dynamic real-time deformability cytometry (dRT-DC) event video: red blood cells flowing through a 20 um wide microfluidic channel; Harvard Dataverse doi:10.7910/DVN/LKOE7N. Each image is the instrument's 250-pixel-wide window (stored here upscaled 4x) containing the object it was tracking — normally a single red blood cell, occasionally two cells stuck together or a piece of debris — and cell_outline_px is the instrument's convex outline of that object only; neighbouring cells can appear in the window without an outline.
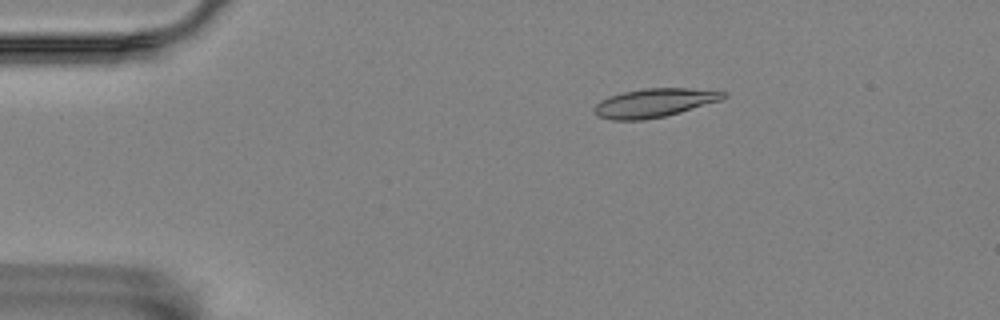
{"species": "Egyptian fruit bat (a non-hibernating species)", "species_latin": "Rousettus aegyptiacus", "temperature_condition": "room temperature", "stored_images_in_passage": 5, "camera_frame_rate_fps": 3000, "um_per_image_px": 0.085, "animal": {"sex": "female"}, "frame": {"image": 1, "passage_image": 1, "time_ms": 0.0, "image_size_px": [1000, 320], "cell_outline_px": [[728, 96], [720, 100], [680, 112], [664, 116], [644, 120], [612, 120], [596, 116], [592, 108], [600, 100], [608, 96], [624, 92], [644, 88], [688, 88], [728, 92]], "centroid_in_image_um": [55.57, 8.74], "position_along_channel_um": 29.4, "area_um2": 21.62}}
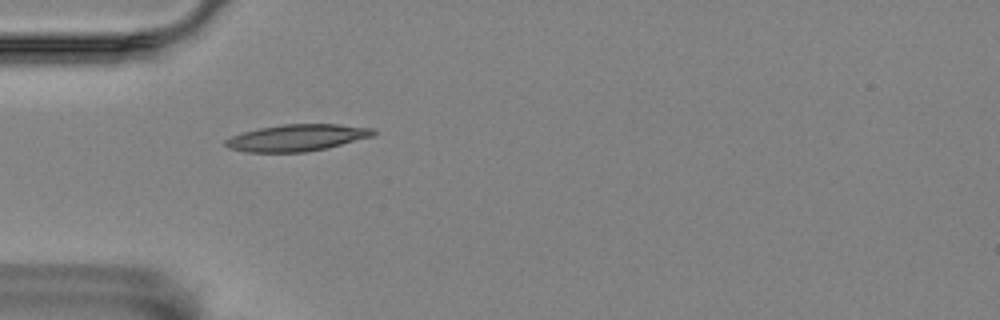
{"frame": {"image": 2, "passage_image": 3, "time_ms": 0.667, "image_size_px": [1000, 320], "cell_outline_px": [[376, 132], [372, 136], [328, 148], [304, 152], [244, 152], [228, 148], [224, 144], [224, 140], [232, 136], [244, 132], [260, 128], [284, 124], [340, 124], [376, 128]], "centroid_in_image_um": [25.26, 11.71], "position_along_channel_um": 59.7, "area_um2": 23.06}}
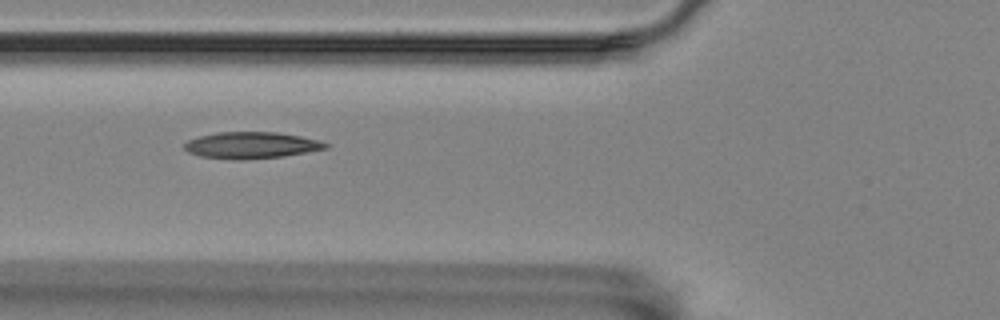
{"frame": {"image": 3, "passage_image": 4, "time_ms": 1.0, "image_size_px": [1000, 320], "cell_outline_px": [[328, 148], [284, 156], [240, 160], [200, 156], [188, 152], [184, 148], [184, 144], [188, 140], [200, 136], [216, 132], [276, 132], [300, 136], [316, 140], [328, 144]], "centroid_in_image_um": [21.33, 12.34], "position_along_channel_um": 104.5, "area_um2": 21.62}}